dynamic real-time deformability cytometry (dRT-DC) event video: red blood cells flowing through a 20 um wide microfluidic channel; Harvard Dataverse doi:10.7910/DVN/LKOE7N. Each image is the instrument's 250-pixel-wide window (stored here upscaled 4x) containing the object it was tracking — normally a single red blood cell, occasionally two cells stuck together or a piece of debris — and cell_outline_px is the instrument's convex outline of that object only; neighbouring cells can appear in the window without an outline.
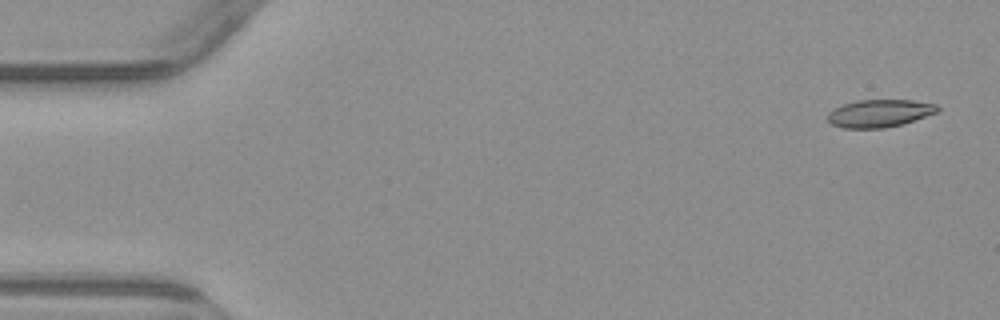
{"species": "common noctule bat (a hibernating species)", "species_latin": "Nyctalus noctula", "temperature_condition": "warm", "stored_images_in_passage": 3, "camera_frame_rate_fps": 3000, "um_per_image_px": 0.085, "animal": {"sex": "male", "body_mass_g": 23.1, "forearm_length_mm": 52.7}, "frame": {"image": 1, "passage_image": 1, "time_ms": 0.0, "image_size_px": [1000, 320], "cell_outline_px": [[940, 108], [936, 112], [900, 124], [884, 128], [844, 128], [832, 124], [828, 120], [828, 112], [844, 104], [856, 100], [912, 100], [936, 104]], "centroid_in_image_um": [74.73, 9.62], "position_along_channel_um": 10.3, "area_um2": 17.34}}